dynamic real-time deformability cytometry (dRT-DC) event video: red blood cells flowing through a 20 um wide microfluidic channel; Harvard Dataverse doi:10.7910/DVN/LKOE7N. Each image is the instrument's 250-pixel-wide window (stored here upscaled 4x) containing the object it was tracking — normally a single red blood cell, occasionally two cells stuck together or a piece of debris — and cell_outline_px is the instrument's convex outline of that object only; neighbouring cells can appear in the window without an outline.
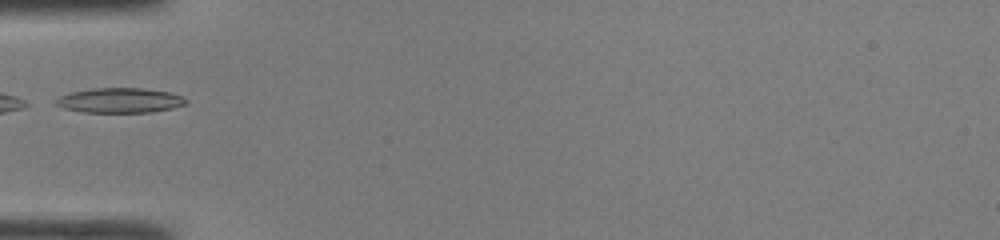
{"species": "common noctule bat (a hibernating species)", "species_latin": "Nyctalus noctula", "temperature_condition": "room temperature", "stored_images_in_passage": 31, "camera_frame_rate_fps": 3000, "um_per_image_px": 0.085, "animal": {"sex": "male", "body_mass_g": 19.0, "forearm_length_mm": 50.8}, "frame": {"image": 1, "passage_image": 1, "time_ms": 0.0, "image_size_px": [1000, 240], "cell_outline_px": [[188, 100], [184, 104], [172, 108], [152, 112], [84, 112], [64, 108], [56, 104], [56, 100], [60, 96], [68, 92], [92, 88], [144, 88], [168, 92], [184, 96]], "centroid_in_image_um": [10.19, 8.52], "position_along_channel_um": 74.8, "area_um2": 18.84}}
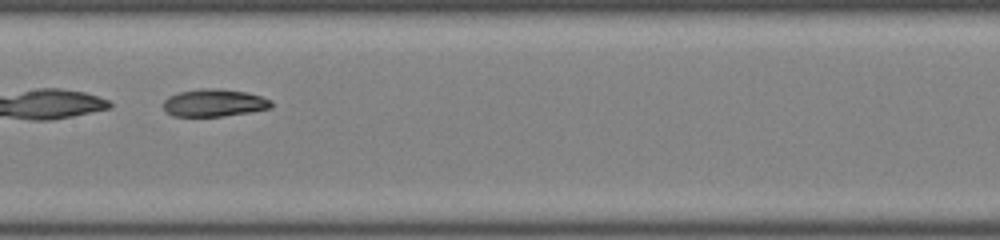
{"frame": {"image": 2, "passage_image": 9, "time_ms": 2.667, "image_size_px": [1000, 240], "cell_outline_px": [[272, 108], [224, 116], [172, 116], [164, 112], [164, 100], [168, 96], [180, 92], [200, 88], [216, 88], [248, 92], [272, 100]], "centroid_in_image_um": [18.19, 8.74], "position_along_channel_um": 189.2, "area_um2": 17.4}}
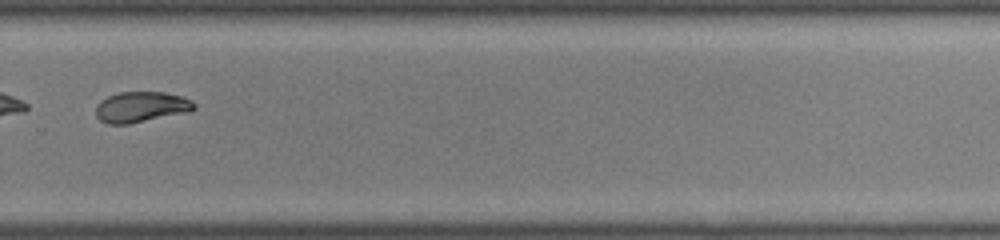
{"frame": {"image": 3, "passage_image": 18, "time_ms": 5.667, "image_size_px": [1000, 240], "cell_outline_px": [[196, 108], [188, 112], [128, 124], [108, 124], [100, 120], [96, 116], [96, 104], [100, 100], [108, 96], [120, 92], [164, 92], [180, 96], [192, 100], [196, 104]], "centroid_in_image_um": [11.98, 9.09], "position_along_channel_um": 317.8, "area_um2": 17.57}}